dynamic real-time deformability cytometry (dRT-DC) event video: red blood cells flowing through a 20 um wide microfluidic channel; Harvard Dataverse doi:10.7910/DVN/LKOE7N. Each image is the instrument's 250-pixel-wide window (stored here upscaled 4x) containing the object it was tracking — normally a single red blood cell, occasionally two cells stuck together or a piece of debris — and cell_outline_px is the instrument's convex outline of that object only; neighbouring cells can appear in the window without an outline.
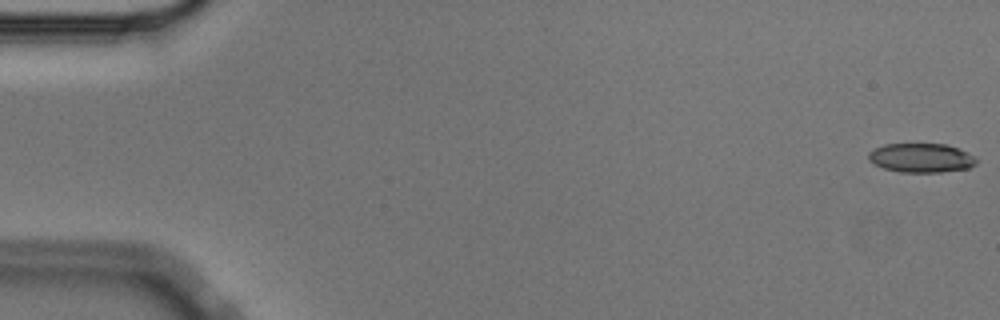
{"species": "Egyptian fruit bat (a non-hibernating species)", "species_latin": "Rousettus aegyptiacus", "temperature_condition": "cold", "stored_images_in_passage": 56, "camera_frame_rate_fps": 3000, "um_per_image_px": 0.085, "animal": {"sex": "male"}, "frame": {"image": 1, "passage_image": 1, "time_ms": 0.0, "image_size_px": [1000, 320], "cell_outline_px": [[976, 164], [968, 168], [940, 172], [900, 172], [884, 168], [868, 160], [868, 152], [884, 144], [944, 144], [968, 152], [976, 156]], "centroid_in_image_um": [78.31, 13.42], "position_along_channel_um": 6.7, "area_um2": 18.21}}
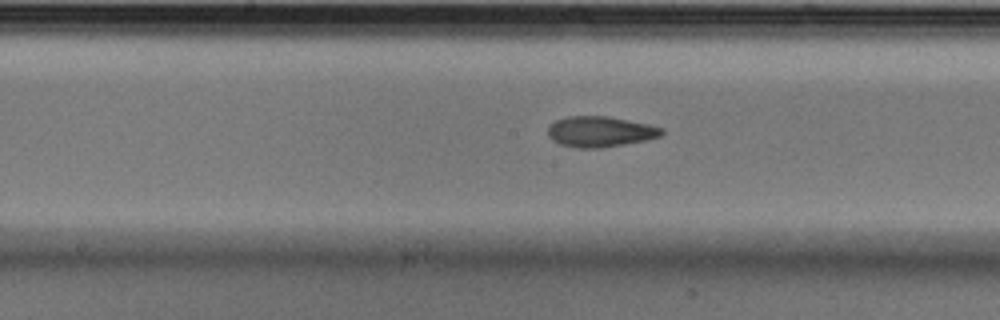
{"frame": {"image": 2, "passage_image": 29, "time_ms": 9.333, "image_size_px": [1000, 320], "cell_outline_px": [[664, 132], [660, 136], [644, 140], [600, 148], [576, 148], [560, 144], [552, 140], [548, 136], [548, 124], [556, 120], [568, 116], [608, 116], [648, 124], [664, 128]], "centroid_in_image_um": [50.97, 11.18], "position_along_channel_um": 197.2, "area_um2": 20.29}}
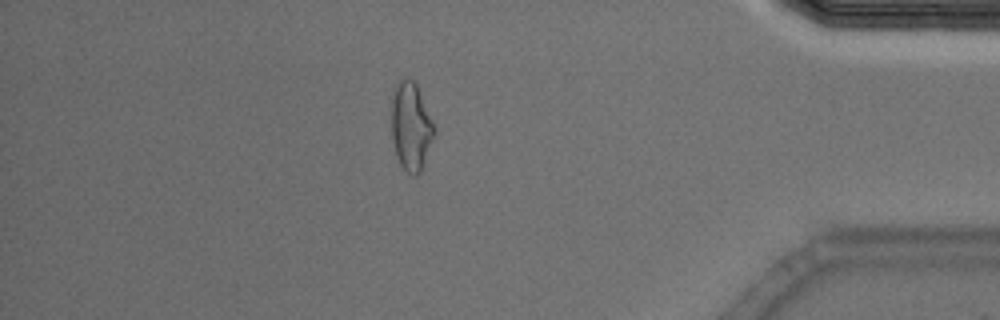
{"frame": {"image": 3, "passage_image": 49, "time_ms": 16.0, "image_size_px": [1000, 320], "cell_outline_px": [[436, 132], [420, 172], [416, 176], [412, 176], [400, 164], [396, 156], [392, 140], [392, 100], [400, 76], [404, 76], [412, 80], [416, 84], [436, 128]], "centroid_in_image_um": [34.94, 10.75], "position_along_channel_um": 400.3, "area_um2": 21.85}, "authors_computed_cell_mechanics": {"area_um2": 19.9988, "velocity_mm_per_s": 3.5847, "shape_relaxation_time_tau1_ms": 7.0381, "shape_relaxation_time_tau2_ms": 2.2836, "deformation_change_tau1": 0.1973, "deformation_change_tau2": 0.0943}}